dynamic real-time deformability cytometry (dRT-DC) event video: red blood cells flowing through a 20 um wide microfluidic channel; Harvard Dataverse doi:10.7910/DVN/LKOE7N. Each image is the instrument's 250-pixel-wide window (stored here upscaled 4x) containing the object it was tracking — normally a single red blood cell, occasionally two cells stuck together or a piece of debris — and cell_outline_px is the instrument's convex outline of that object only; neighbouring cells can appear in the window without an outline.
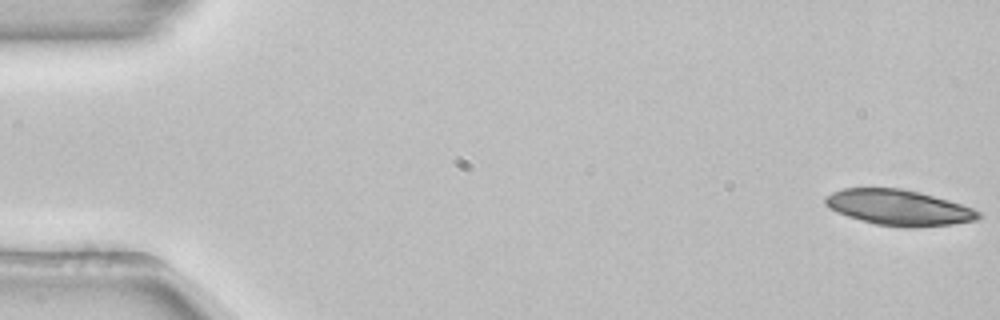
{"species": "common noctule bat (a hibernating species)", "species_latin": "Nyctalus noctula", "temperature_condition": "room temperature", "stored_images_in_passage": 52, "camera_frame_rate_fps": 3000, "um_per_image_px": 0.085, "animal": {"sex": "female", "body_mass_g": 22.7, "forearm_length_mm": 54.2}, "frame": {"image": 1, "passage_image": 1, "time_ms": 0.0, "image_size_px": [1000, 320], "cell_outline_px": [[984, 216], [976, 220], [952, 224], [912, 228], [904, 228], [876, 224], [848, 216], [836, 212], [828, 208], [824, 204], [824, 196], [832, 192], [844, 188], [904, 188], [920, 192], [948, 200], [972, 208], [980, 212]], "centroid_in_image_um": [76.38, 17.64], "position_along_channel_um": 8.6, "area_um2": 31.96}}